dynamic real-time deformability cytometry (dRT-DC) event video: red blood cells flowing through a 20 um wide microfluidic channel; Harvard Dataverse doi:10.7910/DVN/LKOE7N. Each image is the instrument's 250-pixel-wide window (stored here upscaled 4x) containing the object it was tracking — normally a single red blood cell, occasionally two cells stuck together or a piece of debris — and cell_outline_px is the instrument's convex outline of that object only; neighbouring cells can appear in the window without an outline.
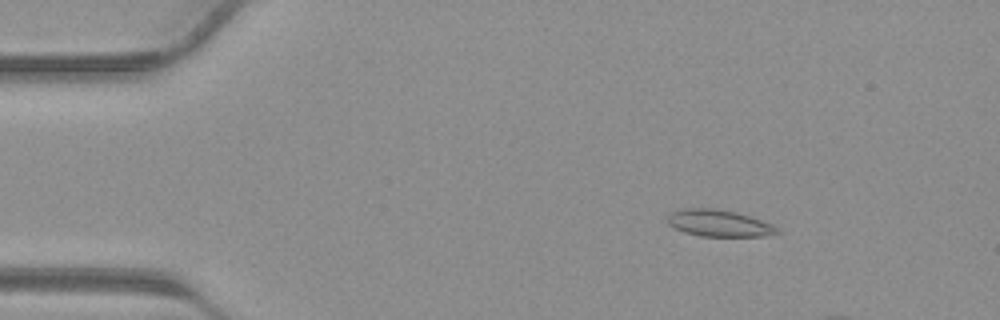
{"species": "common noctule bat (a hibernating species)", "species_latin": "Nyctalus noctula", "temperature_condition": "warm", "stored_images_in_passage": 36, "camera_frame_rate_fps": 3000, "um_per_image_px": 0.085, "animal": {"sex": "male", "body_mass_g": 23.1, "forearm_length_mm": 52.7}, "frame": {"image": 1, "passage_image": 6, "time_ms": 1.667, "image_size_px": [1000, 320], "cell_outline_px": [[780, 232], [772, 236], [700, 236], [684, 232], [672, 228], [664, 220], [672, 212], [680, 208], [716, 208], [736, 212], [772, 224], [780, 228]], "centroid_in_image_um": [61.09, 18.97], "position_along_channel_um": 23.9, "area_um2": 17.4}}
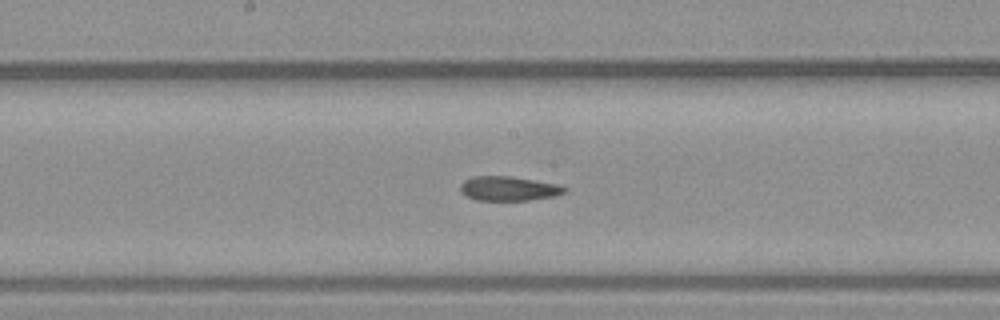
{"frame": {"image": 2, "passage_image": 21, "time_ms": 6.667, "image_size_px": [1000, 320], "cell_outline_px": [[568, 192], [556, 196], [528, 200], [476, 200], [460, 192], [460, 184], [464, 180], [472, 176], [512, 176], [556, 184], [568, 188]], "centroid_in_image_um": [43.24, 16.02], "position_along_channel_um": 205.0, "area_um2": 14.91}}
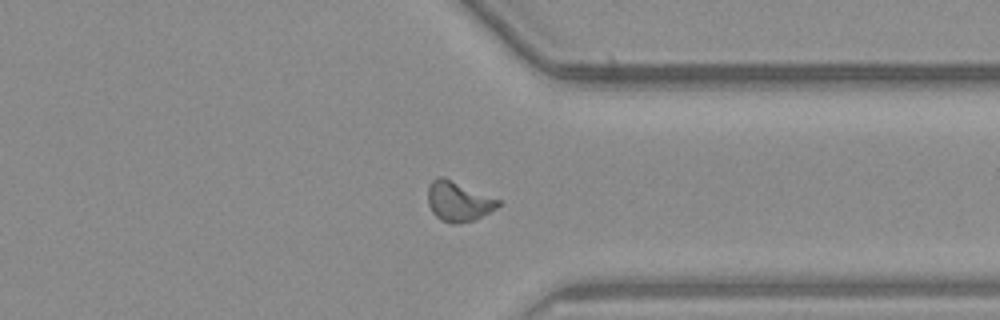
{"frame": {"image": 3, "passage_image": 31, "time_ms": 10.0, "image_size_px": [1000, 320], "cell_outline_px": [[500, 204], [496, 208], [472, 220], [456, 224], [452, 224], [440, 220], [432, 212], [428, 204], [428, 184], [436, 176], [444, 176], [500, 200]], "centroid_in_image_um": [38.91, 17.09], "position_along_channel_um": 372.5, "area_um2": 16.3}}